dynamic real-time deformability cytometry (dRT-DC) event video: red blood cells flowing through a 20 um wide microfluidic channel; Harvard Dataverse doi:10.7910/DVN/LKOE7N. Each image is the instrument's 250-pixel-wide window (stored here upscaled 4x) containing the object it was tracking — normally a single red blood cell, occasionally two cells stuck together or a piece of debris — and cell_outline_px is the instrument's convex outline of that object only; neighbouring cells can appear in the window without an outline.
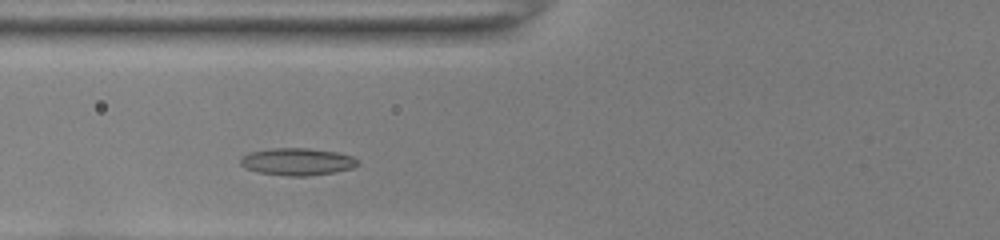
{"species": "common noctule bat (a hibernating species)", "species_latin": "Nyctalus noctula", "temperature_condition": "room temperature", "stored_images_in_passage": 30, "camera_frame_rate_fps": 3000, "um_per_image_px": 0.085, "animal": {"sex": "female", "body_mass_g": 22.0, "forearm_length_mm": 56.7}, "frame": {"image": 1, "passage_image": 5, "time_ms": 1.333, "image_size_px": [1000, 240], "cell_outline_px": [[360, 164], [352, 168], [336, 172], [308, 176], [288, 176], [256, 172], [244, 168], [240, 164], [240, 156], [248, 152], [272, 148], [308, 148], [336, 152], [352, 156], [360, 160]], "centroid_in_image_um": [25.25, 13.74], "position_along_channel_um": 100.5, "area_um2": 18.96}}
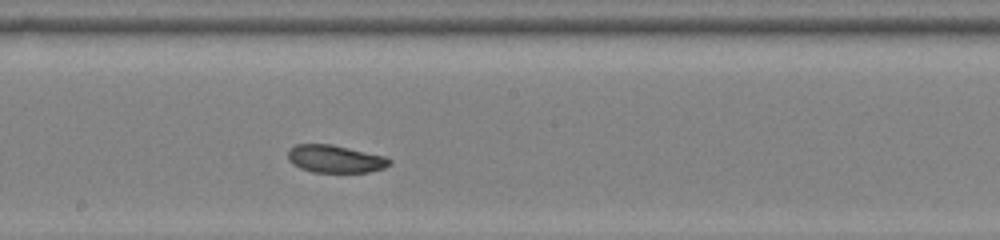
{"frame": {"image": 2, "passage_image": 14, "time_ms": 4.333, "image_size_px": [1000, 240], "cell_outline_px": [[392, 164], [384, 168], [368, 172], [312, 172], [300, 168], [292, 164], [288, 160], [288, 148], [296, 144], [332, 144], [388, 156], [392, 160]], "centroid_in_image_um": [28.52, 13.5], "position_along_channel_um": 219.7, "area_um2": 16.7}}
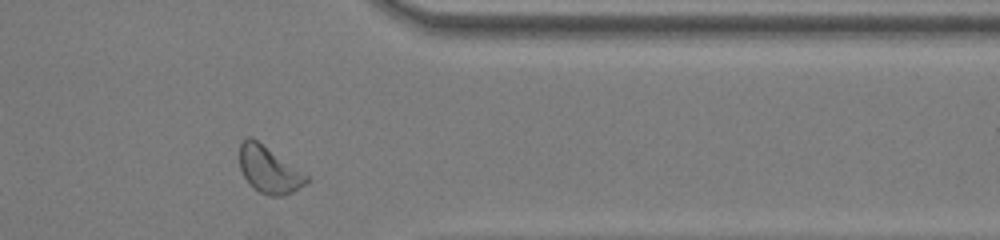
{"frame": {"image": 3, "passage_image": 27, "time_ms": 8.667, "image_size_px": [1000, 240], "cell_outline_px": [[308, 180], [304, 184], [292, 192], [284, 196], [268, 196], [260, 192], [248, 184], [240, 168], [240, 144], [248, 136], [252, 136], [308, 176]], "centroid_in_image_um": [22.83, 14.43], "position_along_channel_um": 388.6, "area_um2": 17.98}, "authors_computed_cell_mechanics": {"area_um2": 16.7042, "velocity_mm_per_s": 3.9788, "shape_relaxation_time_tau1_ms": null, "shape_relaxation_time_tau2_ms": 4.3471, "deformation_change_tau1": null, "deformation_change_tau2": 0.105}}